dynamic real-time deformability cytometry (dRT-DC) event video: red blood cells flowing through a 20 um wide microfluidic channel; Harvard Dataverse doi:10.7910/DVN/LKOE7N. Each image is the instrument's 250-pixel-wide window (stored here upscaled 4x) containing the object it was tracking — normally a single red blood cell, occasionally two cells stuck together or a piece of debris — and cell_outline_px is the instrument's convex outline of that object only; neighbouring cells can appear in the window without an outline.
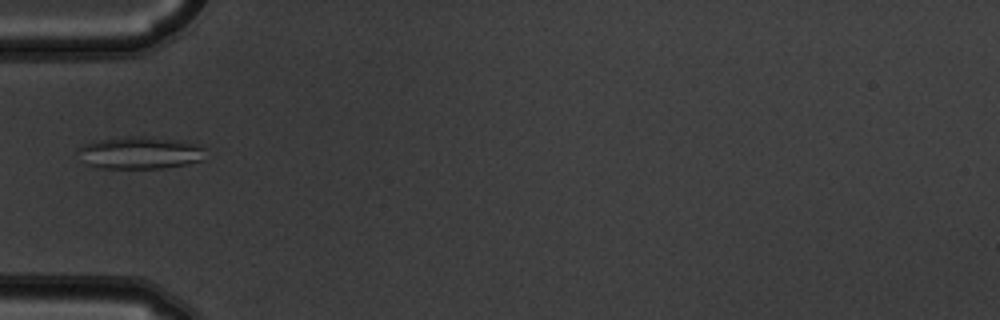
{"species": "common noctule bat (a hibernating species)", "species_latin": "Nyctalus noctula", "temperature_condition": "warm", "stored_images_in_passage": 6, "camera_frame_rate_fps": 3000, "um_per_image_px": 0.085, "animal": {"sex": "male", "body_mass_g": 19.5, "forearm_length_mm": 54.6}, "frame": {"image": 1, "passage_image": 5, "time_ms": 1.333, "image_size_px": [1000, 320], "cell_outline_px": [[204, 160], [164, 168], [100, 168], [84, 164], [76, 152], [84, 144], [100, 140], [124, 136], [144, 136], [176, 140], [200, 144], [204, 148]], "centroid_in_image_um": [11.88, 12.99], "position_along_channel_um": 73.1, "area_um2": 24.1}}
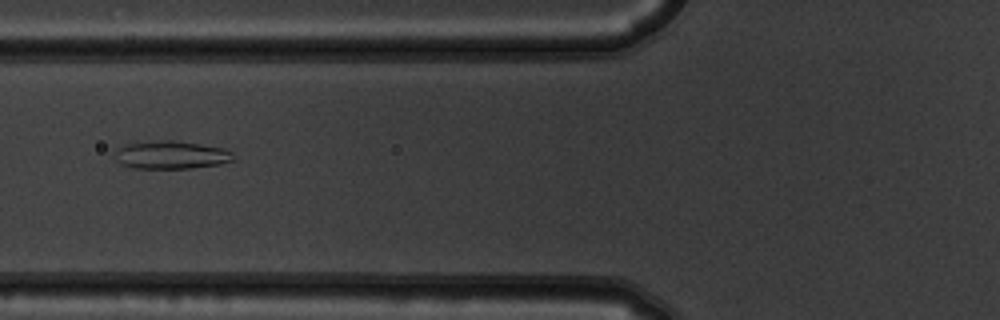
{"frame": {"image": 2, "passage_image": 6, "time_ms": 1.667, "image_size_px": [1000, 320], "cell_outline_px": [[236, 160], [220, 164], [188, 168], [136, 168], [124, 164], [116, 160], [116, 148], [124, 144], [160, 140], [176, 140], [224, 148], [232, 152]], "centroid_in_image_um": [14.58, 13.15], "position_along_channel_um": 111.2, "area_um2": 19.31}}